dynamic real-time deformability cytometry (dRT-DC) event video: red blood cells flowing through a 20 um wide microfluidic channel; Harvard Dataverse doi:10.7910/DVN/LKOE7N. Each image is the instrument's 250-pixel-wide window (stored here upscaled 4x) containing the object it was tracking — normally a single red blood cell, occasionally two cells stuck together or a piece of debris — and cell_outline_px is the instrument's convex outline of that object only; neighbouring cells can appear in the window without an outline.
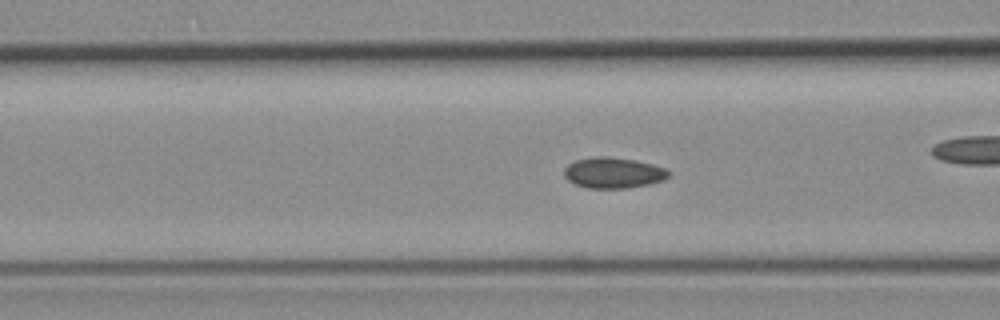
{"species": "common noctule bat (a hibernating species)", "species_latin": "Nyctalus noctula", "temperature_condition": "room temperature", "stored_images_in_passage": 44, "camera_frame_rate_fps": 3000, "um_per_image_px": 0.085, "animal": {"sex": "female", "body_mass_g": 19.3, "forearm_length_mm": 54.1}, "frame": {"image": 1, "passage_image": 10, "time_ms": 3.0, "image_size_px": [1000, 320], "cell_outline_px": [[672, 172], [664, 180], [648, 184], [624, 188], [588, 188], [576, 184], [568, 180], [564, 176], [564, 168], [568, 164], [576, 160], [596, 156], [604, 156], [636, 160], [668, 168]], "centroid_in_image_um": [52.16, 14.68], "position_along_channel_um": 114.4, "area_um2": 18.79}}
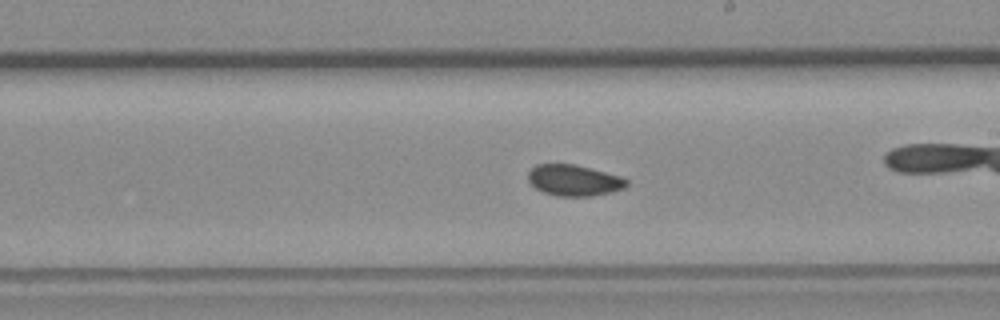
{"frame": {"image": 2, "passage_image": 20, "time_ms": 6.333, "image_size_px": [1000, 320], "cell_outline_px": [[628, 184], [624, 188], [612, 192], [592, 196], [556, 196], [544, 192], [536, 188], [528, 180], [528, 172], [536, 164], [576, 164], [620, 176], [628, 180]], "centroid_in_image_um": [48.79, 15.33], "position_along_channel_um": 240.2, "area_um2": 17.86}}
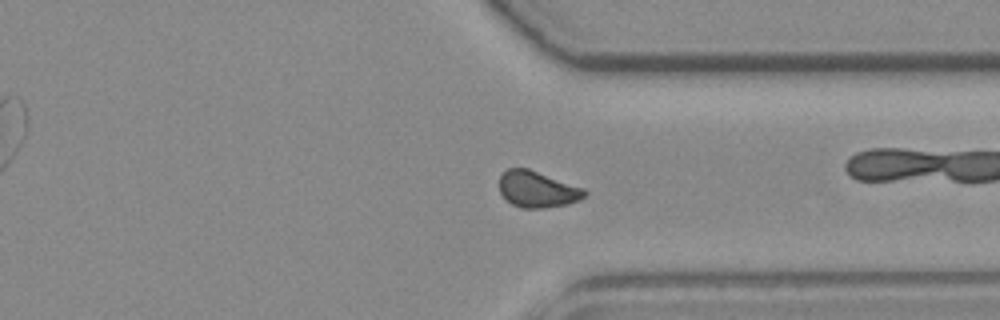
{"frame": {"image": 3, "passage_image": 30, "time_ms": 9.667, "image_size_px": [1000, 320], "cell_outline_px": [[588, 192], [580, 200], [568, 204], [544, 208], [520, 208], [512, 204], [500, 192], [500, 176], [508, 168], [528, 168], [584, 188]], "centroid_in_image_um": [45.69, 16.09], "position_along_channel_um": 365.7, "area_um2": 17.98}, "authors_computed_cell_mechanics": {"area_um2": 17.918, "velocity_mm_per_s": 3.7811, "shape_relaxation_time_tau1_ms": null, "shape_relaxation_time_tau2_ms": 1.2729, "deformation_change_tau1": null, "deformation_change_tau2": 0.054}}